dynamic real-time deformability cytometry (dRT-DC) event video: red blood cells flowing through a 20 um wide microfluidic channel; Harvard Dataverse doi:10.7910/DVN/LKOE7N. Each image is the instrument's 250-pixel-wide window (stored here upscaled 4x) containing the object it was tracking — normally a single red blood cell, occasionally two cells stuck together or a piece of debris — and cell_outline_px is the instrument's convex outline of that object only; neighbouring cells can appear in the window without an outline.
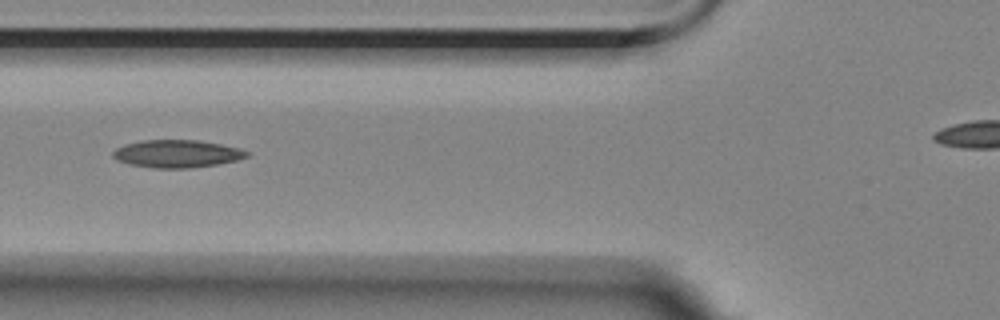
{"species": "Egyptian fruit bat (a non-hibernating species)", "species_latin": "Rousettus aegyptiacus", "temperature_condition": "room temperature", "stored_images_in_passage": 10, "segment_of_instrument_passage": [1, 2], "camera_frame_rate_fps": 3000, "um_per_image_px": 0.085, "animal": {"sex": "female"}, "frame": {"image": 1, "passage_image": 5, "time_ms": 5.667, "image_size_px": [1000, 320], "cell_outline_px": [[248, 156], [236, 160], [216, 164], [188, 168], [152, 168], [128, 164], [116, 160], [112, 156], [112, 152], [116, 148], [124, 144], [140, 140], [200, 140], [240, 148], [248, 152]], "centroid_in_image_um": [14.98, 13.06], "position_along_channel_um": 110.8, "area_um2": 21.62}}
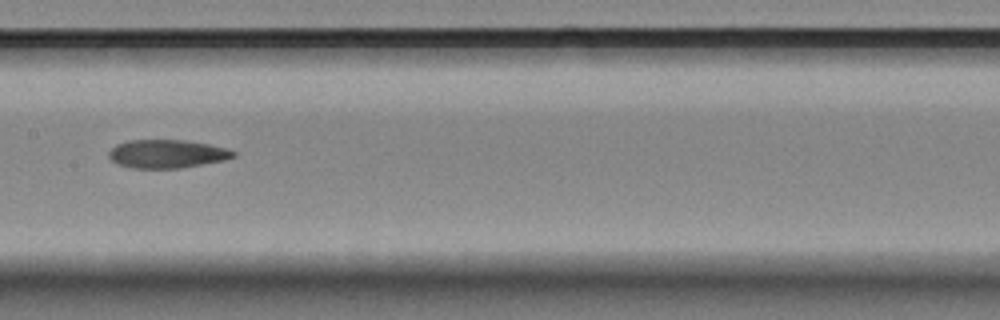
{"frame": {"image": 2, "passage_image": 7, "time_ms": 8.0, "image_size_px": [1000, 320], "cell_outline_px": [[236, 156], [224, 160], [180, 168], [132, 168], [120, 164], [112, 160], [108, 156], [108, 152], [116, 144], [128, 140], [184, 140], [208, 144], [224, 148], [236, 152]], "centroid_in_image_um": [14.18, 13.07], "position_along_channel_um": 193.2, "area_um2": 20.4}}
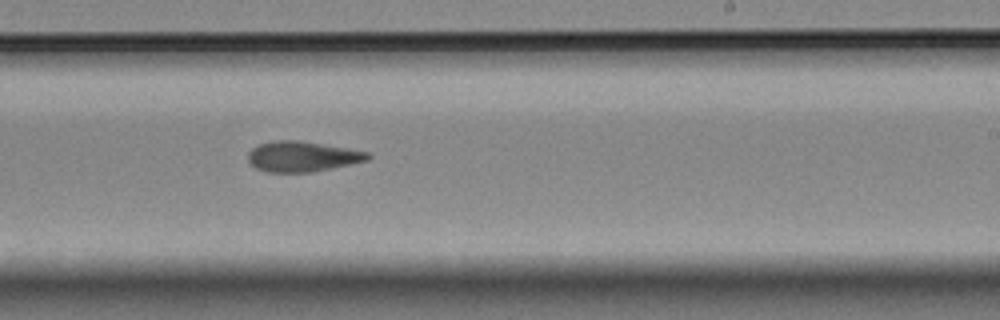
{"frame": {"image": 3, "passage_image": 9, "time_ms": 10.0, "image_size_px": [1000, 320], "cell_outline_px": [[372, 156], [368, 160], [332, 168], [312, 172], [268, 172], [256, 168], [248, 160], [248, 152], [252, 148], [260, 144], [272, 140], [300, 140], [368, 152]], "centroid_in_image_um": [25.68, 13.3], "position_along_channel_um": 263.3, "area_um2": 21.1}}